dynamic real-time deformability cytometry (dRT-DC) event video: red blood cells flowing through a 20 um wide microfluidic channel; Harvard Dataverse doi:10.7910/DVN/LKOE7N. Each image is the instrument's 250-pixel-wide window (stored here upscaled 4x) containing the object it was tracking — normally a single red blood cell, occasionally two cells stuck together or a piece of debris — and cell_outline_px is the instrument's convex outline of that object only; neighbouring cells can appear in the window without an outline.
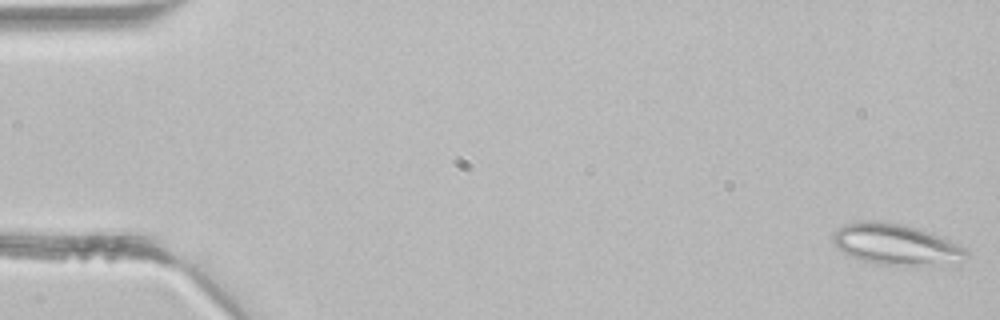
{"species": "common noctule bat (a hibernating species)", "species_latin": "Nyctalus noctula", "temperature_condition": "room temperature", "stored_images_in_passage": 43, "segment_of_instrument_passage": [1, 2], "camera_frame_rate_fps": 3000, "um_per_image_px": 0.085, "animal": {"sex": "male", "body_mass_g": 21.5, "forearm_length_mm": 52.0}, "frame": {"image": 1, "passage_image": 1, "time_ms": 0.0, "image_size_px": [1000, 320], "cell_outline_px": [[968, 256], [912, 264], [876, 264], [860, 260], [844, 252], [832, 240], [832, 232], [836, 228], [844, 224], [856, 220], [880, 220], [904, 224], [940, 236], [968, 248]], "centroid_in_image_um": [75.97, 20.68], "position_along_channel_um": 9.0, "area_um2": 30.69}}
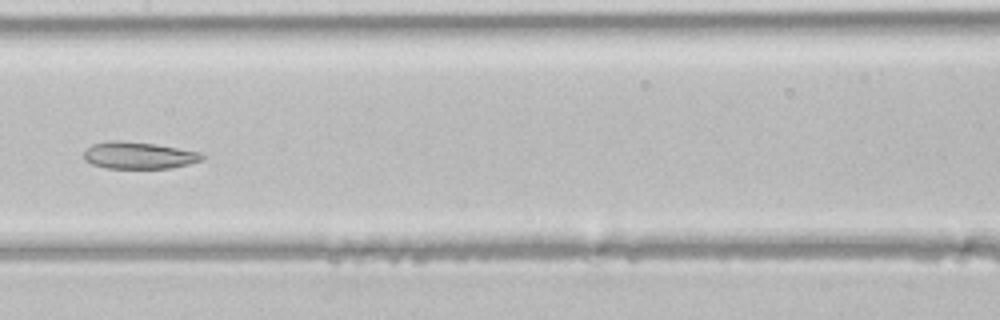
{"frame": {"image": 2, "passage_image": 22, "time_ms": 7.0, "image_size_px": [1000, 320], "cell_outline_px": [[204, 160], [188, 164], [168, 168], [108, 168], [92, 164], [84, 160], [84, 152], [92, 144], [108, 140], [120, 140], [156, 144], [200, 152], [204, 156]], "centroid_in_image_um": [11.78, 13.2], "position_along_channel_um": 195.6, "area_um2": 18.55}}
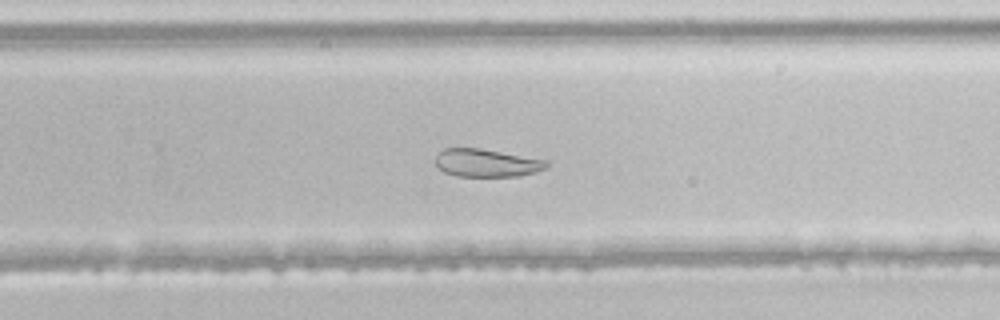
{"frame": {"image": 3, "passage_image": 28, "time_ms": 9.0, "image_size_px": [1000, 320], "cell_outline_px": [[548, 164], [544, 168], [536, 172], [520, 176], [456, 176], [444, 172], [436, 164], [436, 156], [444, 148], [480, 148], [548, 160]], "centroid_in_image_um": [41.37, 13.85], "position_along_channel_um": 288.4, "area_um2": 17.98}}